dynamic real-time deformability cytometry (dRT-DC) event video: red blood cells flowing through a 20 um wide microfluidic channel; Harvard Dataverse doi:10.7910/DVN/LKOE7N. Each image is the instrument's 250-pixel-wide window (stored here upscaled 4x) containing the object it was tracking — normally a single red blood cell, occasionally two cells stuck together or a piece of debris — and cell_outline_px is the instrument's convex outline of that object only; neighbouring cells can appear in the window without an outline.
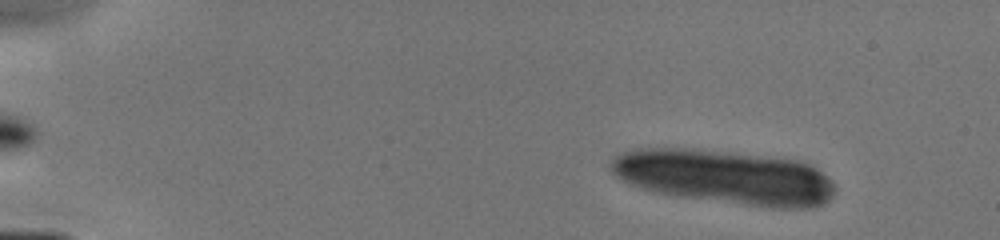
{"species": "human", "species_latin": "Homo sapiens", "temperature_condition": "cold", "stored_images_in_passage": 23, "camera_frame_rate_fps": 3000, "um_per_image_px": 0.085, "donor": {"sex": "male"}, "frame": {"image": 1, "passage_image": 7, "time_ms": 1.333, "image_size_px": [1000, 240], "cell_outline_px": [[836, 188], [832, 196], [824, 204], [812, 208], [768, 208], [680, 196], [652, 192], [640, 188], [616, 176], [612, 172], [612, 160], [620, 152], [636, 148], [692, 148], [796, 160], [808, 164], [816, 168], [832, 180]], "centroid_in_image_um": [61.63, 15.05], "position_along_channel_um": 23.4, "area_um2": 70.81}}